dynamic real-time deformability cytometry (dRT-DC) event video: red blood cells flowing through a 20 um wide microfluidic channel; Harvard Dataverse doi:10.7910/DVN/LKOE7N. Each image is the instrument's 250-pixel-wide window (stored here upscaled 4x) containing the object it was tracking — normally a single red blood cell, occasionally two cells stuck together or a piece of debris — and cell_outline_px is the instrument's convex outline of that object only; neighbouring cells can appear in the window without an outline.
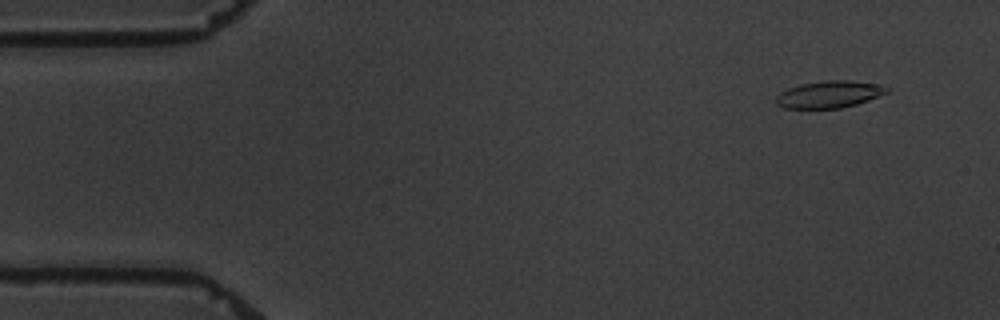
{"species": "common noctule bat (a hibernating species)", "species_latin": "Nyctalus noctula", "temperature_condition": "warm", "stored_images_in_passage": 2, "camera_frame_rate_fps": 3000, "um_per_image_px": 0.085, "animal": {"sex": "male", "body_mass_g": 19.5, "forearm_length_mm": 54.6}, "frame": {"image": 1, "passage_image": 1, "time_ms": 0.0, "image_size_px": [1000, 320], "cell_outline_px": [[892, 88], [888, 92], [868, 100], [856, 104], [840, 108], [784, 108], [776, 104], [776, 96], [780, 92], [788, 88], [800, 84], [824, 80], [848, 80], [880, 84]], "centroid_in_image_um": [70.49, 8.01], "position_along_channel_um": 14.5, "area_um2": 17.51}}